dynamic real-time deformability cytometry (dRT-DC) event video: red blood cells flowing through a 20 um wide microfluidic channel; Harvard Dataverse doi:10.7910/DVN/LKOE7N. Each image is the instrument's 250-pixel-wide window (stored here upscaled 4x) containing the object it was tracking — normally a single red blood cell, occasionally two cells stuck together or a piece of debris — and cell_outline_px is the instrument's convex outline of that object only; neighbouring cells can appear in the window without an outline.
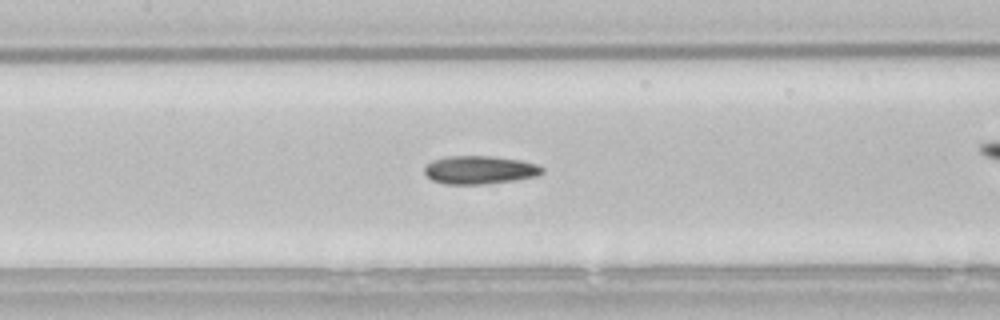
{"species": "common noctule bat (a hibernating species)", "species_latin": "Nyctalus noctula", "temperature_condition": "room temperature", "stored_images_in_passage": 40, "camera_frame_rate_fps": 3000, "um_per_image_px": 0.085, "animal": {"sex": "male", "body_mass_g": 21.5, "forearm_length_mm": 52.0}, "frame": {"image": 1, "passage_image": 18, "time_ms": 5.667, "image_size_px": [1000, 320], "cell_outline_px": [[544, 172], [540, 176], [516, 180], [484, 184], [444, 184], [432, 180], [424, 172], [424, 168], [432, 160], [448, 156], [496, 156], [520, 160], [540, 164], [544, 168]], "centroid_in_image_um": [40.84, 14.44], "position_along_channel_um": 166.6, "area_um2": 19.65}}